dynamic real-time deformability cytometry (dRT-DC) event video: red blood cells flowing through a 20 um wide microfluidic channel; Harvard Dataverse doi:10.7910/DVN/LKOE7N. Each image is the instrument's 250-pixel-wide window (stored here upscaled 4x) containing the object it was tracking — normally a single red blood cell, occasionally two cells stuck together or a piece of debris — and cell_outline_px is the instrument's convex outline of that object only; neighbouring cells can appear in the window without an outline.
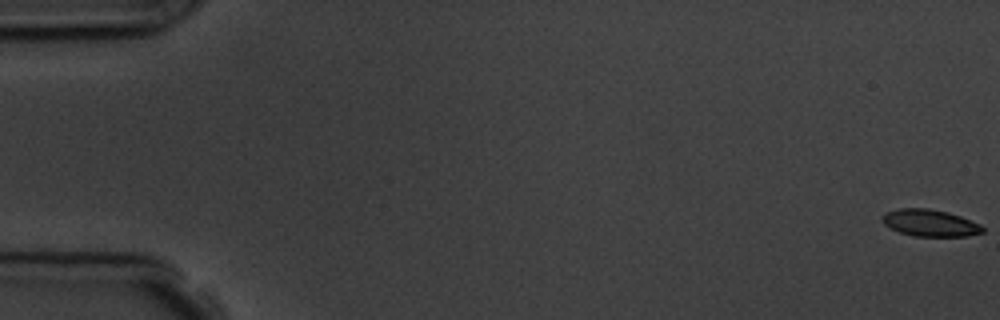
{"species": "common noctule bat (a hibernating species)", "species_latin": "Nyctalus noctula", "temperature_condition": "room temperature", "stored_images_in_passage": 6, "camera_frame_rate_fps": 3000, "um_per_image_px": 0.085, "animal": {"sex": "male", "body_mass_g": 19.5, "forearm_length_mm": 54.6}, "frame": {"image": 1, "passage_image": 1, "time_ms": 0.0, "image_size_px": [1000, 320], "cell_outline_px": [[984, 232], [968, 236], [912, 236], [888, 228], [884, 224], [884, 216], [888, 212], [900, 208], [928, 208], [948, 212], [960, 216], [980, 224], [984, 228]], "centroid_in_image_um": [79.08, 18.96], "position_along_channel_um": 5.9, "area_um2": 15.61}}
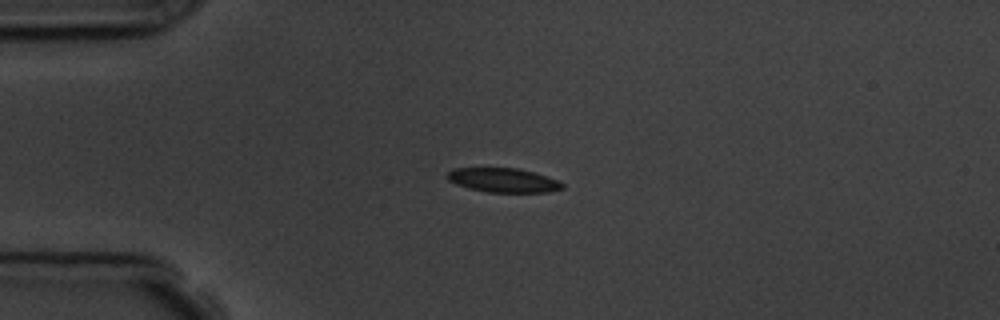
{"frame": {"image": 2, "passage_image": 5, "time_ms": 4.667, "image_size_px": [1000, 320], "cell_outline_px": [[564, 188], [548, 192], [488, 192], [468, 188], [456, 184], [448, 180], [444, 176], [452, 168], [516, 168], [532, 172], [556, 180], [564, 184]], "centroid_in_image_um": [42.71, 15.32], "position_along_channel_um": 42.3, "area_um2": 16.13}}